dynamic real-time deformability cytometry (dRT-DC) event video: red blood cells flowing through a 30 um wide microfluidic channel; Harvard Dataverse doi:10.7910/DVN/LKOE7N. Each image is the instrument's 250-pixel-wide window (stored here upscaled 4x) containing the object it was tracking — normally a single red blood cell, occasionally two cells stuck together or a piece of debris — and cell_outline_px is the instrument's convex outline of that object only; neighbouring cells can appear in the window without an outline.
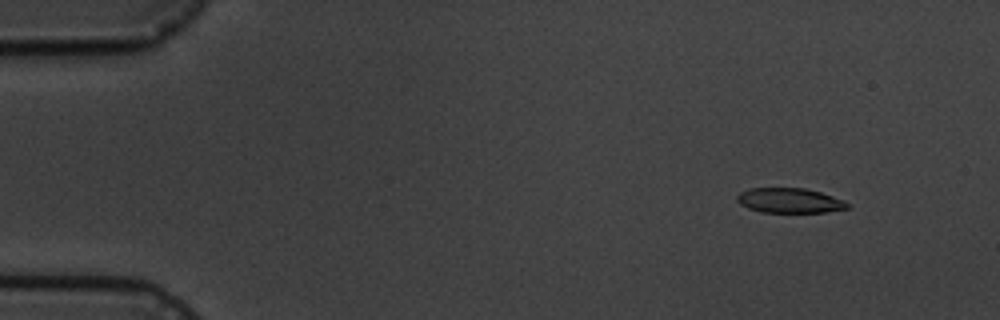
{"species": "common noctule bat (a hibernating species)", "species_latin": "Nyctalus noctula", "temperature_condition": "cold", "stored_images_in_passage": 7, "camera_frame_rate_fps": 3000, "um_per_image_px": 0.085, "animal": {"sex": "male", "body_mass_g": 19.5, "forearm_length_mm": 54.6}, "frame": {"image": 1, "passage_image": 2, "time_ms": 1.333, "image_size_px": [1000, 320], "cell_outline_px": [[848, 208], [828, 212], [760, 212], [748, 208], [740, 204], [736, 200], [736, 196], [740, 192], [748, 188], [804, 188], [820, 192], [844, 200], [848, 204]], "centroid_in_image_um": [67.08, 17.04], "position_along_channel_um": 17.9, "area_um2": 16.01}}
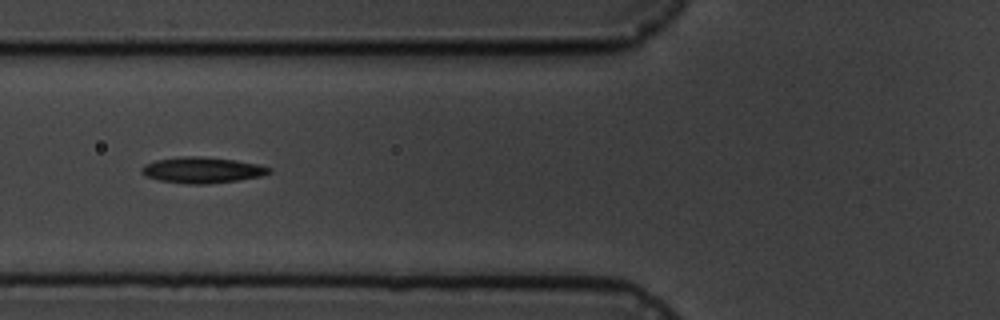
{"frame": {"image": 2, "passage_image": 6, "time_ms": 6.667, "image_size_px": [1000, 320], "cell_outline_px": [[272, 172], [264, 176], [208, 184], [188, 184], [160, 180], [148, 176], [140, 172], [140, 168], [144, 164], [156, 160], [184, 156], [200, 156], [236, 160], [256, 164], [272, 168]], "centroid_in_image_um": [17.2, 14.45], "position_along_channel_um": 108.6, "area_um2": 19.25}}
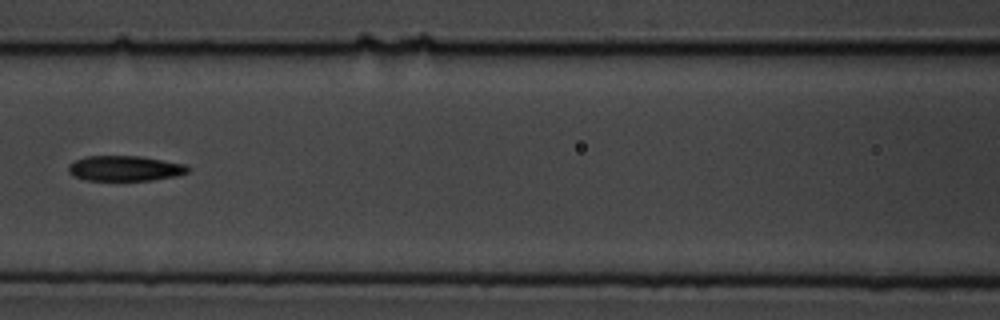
{"frame": {"image": 3, "passage_image": 7, "time_ms": 8.0, "image_size_px": [1000, 320], "cell_outline_px": [[192, 168], [188, 172], [176, 176], [152, 180], [84, 180], [72, 176], [68, 172], [68, 164], [84, 156], [140, 156], [184, 164]], "centroid_in_image_um": [10.59, 14.31], "position_along_channel_um": 156.0, "area_um2": 17.69}}